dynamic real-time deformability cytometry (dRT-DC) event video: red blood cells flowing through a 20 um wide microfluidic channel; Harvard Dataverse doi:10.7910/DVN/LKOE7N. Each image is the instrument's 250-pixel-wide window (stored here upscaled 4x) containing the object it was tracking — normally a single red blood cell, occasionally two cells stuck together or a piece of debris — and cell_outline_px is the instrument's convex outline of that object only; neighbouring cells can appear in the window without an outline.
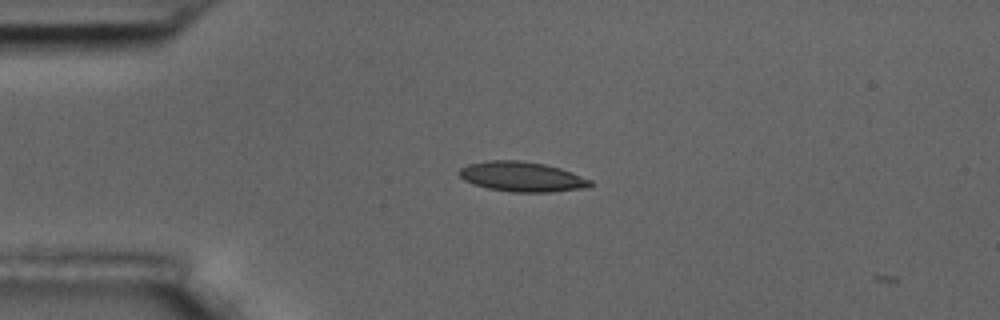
{"species": "common noctule bat (a hibernating species)", "species_latin": "Nyctalus noctula", "temperature_condition": "room temperature", "stored_images_in_passage": 3, "camera_frame_rate_fps": 3000, "um_per_image_px": 0.085, "animal": {"sex": "male", "body_mass_g": 17.5, "forearm_length_mm": 52.3}, "frame": {"image": 1, "passage_image": 1, "time_ms": 0.0, "image_size_px": [1000, 320], "cell_outline_px": [[592, 184], [584, 188], [552, 192], [512, 192], [488, 188], [472, 184], [464, 180], [456, 172], [460, 168], [468, 164], [488, 160], [520, 160], [544, 164], [560, 168], [572, 172], [592, 180]], "centroid_in_image_um": [44.34, 15.01], "position_along_channel_um": 40.7, "area_um2": 22.95}}